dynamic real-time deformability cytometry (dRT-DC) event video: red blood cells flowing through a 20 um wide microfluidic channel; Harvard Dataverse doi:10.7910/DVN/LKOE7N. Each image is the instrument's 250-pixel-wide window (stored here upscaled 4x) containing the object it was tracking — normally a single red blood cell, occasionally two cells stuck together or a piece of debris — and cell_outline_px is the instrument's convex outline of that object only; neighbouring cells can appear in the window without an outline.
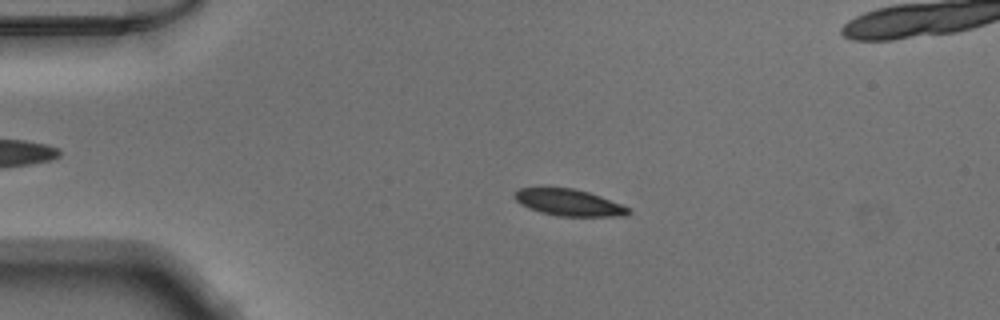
{"species": "Egyptian fruit bat (a non-hibernating species)", "species_latin": "Rousettus aegyptiacus", "temperature_condition": "warm", "stored_images_in_passage": 51, "camera_frame_rate_fps": 3000, "um_per_image_px": 0.085, "animal": {"sex": "male"}, "frame": {"image": 1, "passage_image": 11, "time_ms": 3.333, "image_size_px": [1000, 320], "cell_outline_px": [[632, 212], [624, 216], [556, 216], [540, 212], [528, 208], [520, 204], [512, 196], [512, 192], [520, 188], [572, 188], [588, 192], [600, 196], [632, 208]], "centroid_in_image_um": [48.34, 17.22], "position_along_channel_um": 36.7, "area_um2": 17.8}}
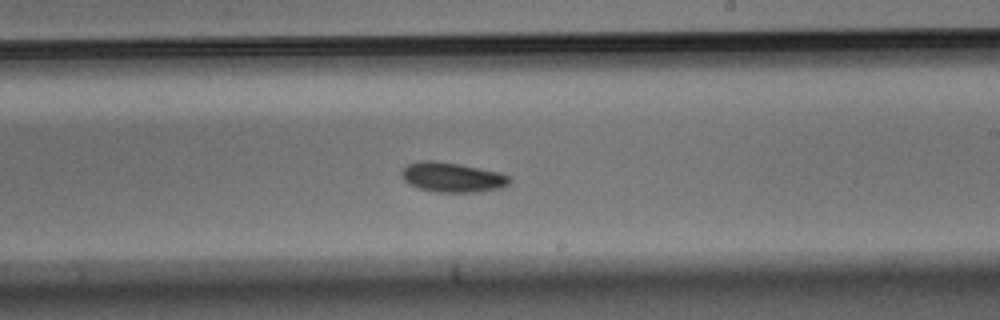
{"frame": {"image": 2, "passage_image": 30, "time_ms": 9.667, "image_size_px": [1000, 320], "cell_outline_px": [[512, 180], [504, 188], [480, 192], [436, 192], [420, 188], [408, 184], [400, 176], [400, 172], [408, 164], [420, 160], [432, 160], [460, 164], [500, 172], [512, 176]], "centroid_in_image_um": [38.48, 15.07], "position_along_channel_um": 250.5, "area_um2": 19.07}}
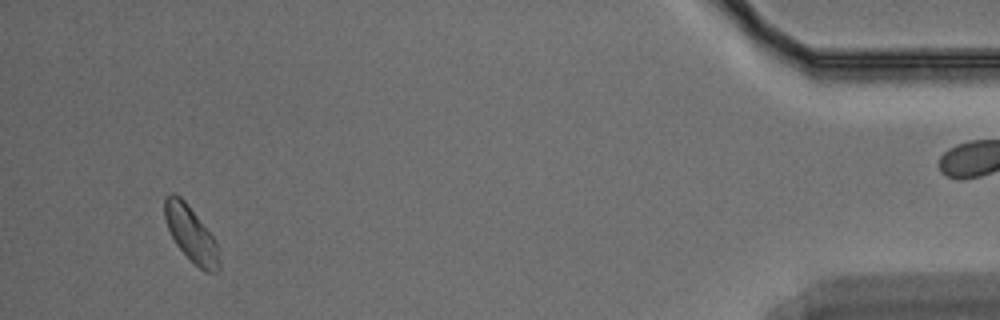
{"frame": {"image": 3, "passage_image": 48, "time_ms": 15.667, "image_size_px": [1000, 320], "cell_outline_px": [[220, 268], [216, 272], [204, 272], [176, 244], [168, 228], [164, 216], [164, 196], [172, 192], [176, 192], [184, 200], [216, 240], [220, 264]], "centroid_in_image_um": [16.23, 19.85], "position_along_channel_um": 419.0, "area_um2": 17.4}}